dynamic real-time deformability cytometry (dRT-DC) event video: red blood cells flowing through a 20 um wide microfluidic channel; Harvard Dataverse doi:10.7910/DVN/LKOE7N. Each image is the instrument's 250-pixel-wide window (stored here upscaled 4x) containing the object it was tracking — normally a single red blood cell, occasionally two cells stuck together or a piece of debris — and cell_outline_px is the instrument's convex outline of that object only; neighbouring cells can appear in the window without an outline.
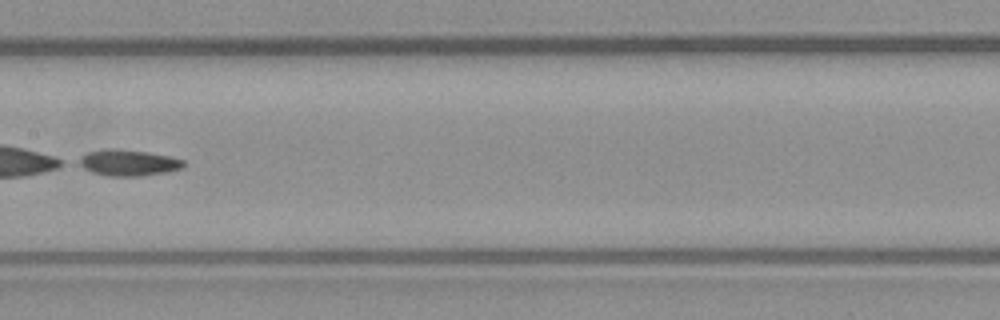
{"species": "common noctule bat (a hibernating species)", "species_latin": "Nyctalus noctula", "temperature_condition": "warm", "stored_images_in_passage": 7, "camera_frame_rate_fps": 3000, "um_per_image_px": 0.085, "animal": {"sex": "male", "body_mass_g": 23.1, "forearm_length_mm": 52.7}, "frame": {"image": 1, "passage_image": 7, "time_ms": 2.0, "image_size_px": [1000, 320], "cell_outline_px": [[184, 164], [180, 168], [168, 172], [140, 176], [108, 176], [92, 172], [76, 164], [72, 160], [88, 152], [108, 148], [116, 148], [148, 152], [172, 156], [184, 160]], "centroid_in_image_um": [10.83, 13.82], "position_along_channel_um": 196.6, "area_um2": 16.3}}